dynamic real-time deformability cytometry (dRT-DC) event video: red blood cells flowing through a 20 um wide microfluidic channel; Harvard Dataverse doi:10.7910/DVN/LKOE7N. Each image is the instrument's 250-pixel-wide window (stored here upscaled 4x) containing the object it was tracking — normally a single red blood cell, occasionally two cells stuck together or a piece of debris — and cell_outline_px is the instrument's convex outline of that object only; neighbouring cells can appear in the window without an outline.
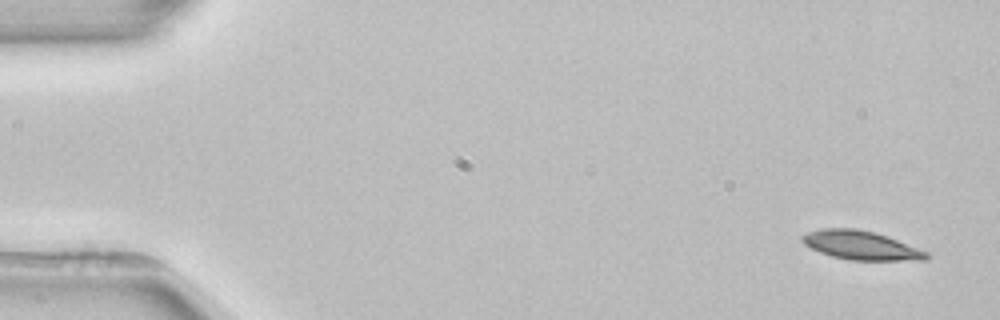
{"species": "common noctule bat (a hibernating species)", "species_latin": "Nyctalus noctula", "temperature_condition": "room temperature", "stored_images_in_passage": 4, "camera_frame_rate_fps": 3000, "um_per_image_px": 0.085, "animal": {"sex": "female", "body_mass_g": 22.7, "forearm_length_mm": 54.2}, "frame": {"image": 1, "passage_image": 1, "time_ms": 0.0, "image_size_px": [1000, 320], "cell_outline_px": [[928, 260], [848, 260], [832, 256], [820, 252], [804, 244], [800, 240], [800, 236], [808, 232], [820, 228], [856, 228], [876, 232], [888, 236], [928, 252]], "centroid_in_image_um": [73.16, 20.84], "position_along_channel_um": 11.8, "area_um2": 20.98}}